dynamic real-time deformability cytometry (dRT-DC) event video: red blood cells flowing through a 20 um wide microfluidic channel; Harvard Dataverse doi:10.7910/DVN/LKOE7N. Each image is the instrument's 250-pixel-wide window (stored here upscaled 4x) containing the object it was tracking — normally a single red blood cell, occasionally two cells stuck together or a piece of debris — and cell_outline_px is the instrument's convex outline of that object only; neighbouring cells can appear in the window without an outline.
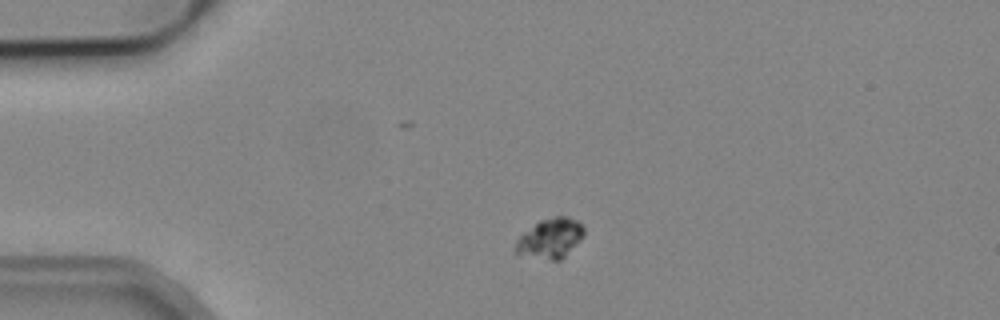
{"species": "common noctule bat (a hibernating species)", "species_latin": "Nyctalus noctula", "temperature_condition": "cold", "stored_images_in_passage": 3, "camera_frame_rate_fps": 3000, "um_per_image_px": 0.085, "animal": {"sex": "male", "body_mass_g": 19.2, "forearm_length_mm": 51.8}, "frame": {"image": 1, "passage_image": 2, "time_ms": 2.0, "image_size_px": [1000, 320], "cell_outline_px": [[584, 236], [560, 260], [548, 260], [516, 252], [516, 240], [524, 232], [540, 220], [556, 216], [564, 216], [576, 220], [584, 228]], "centroid_in_image_um": [46.8, 20.24], "position_along_channel_um": 38.2, "area_um2": 15.43}}